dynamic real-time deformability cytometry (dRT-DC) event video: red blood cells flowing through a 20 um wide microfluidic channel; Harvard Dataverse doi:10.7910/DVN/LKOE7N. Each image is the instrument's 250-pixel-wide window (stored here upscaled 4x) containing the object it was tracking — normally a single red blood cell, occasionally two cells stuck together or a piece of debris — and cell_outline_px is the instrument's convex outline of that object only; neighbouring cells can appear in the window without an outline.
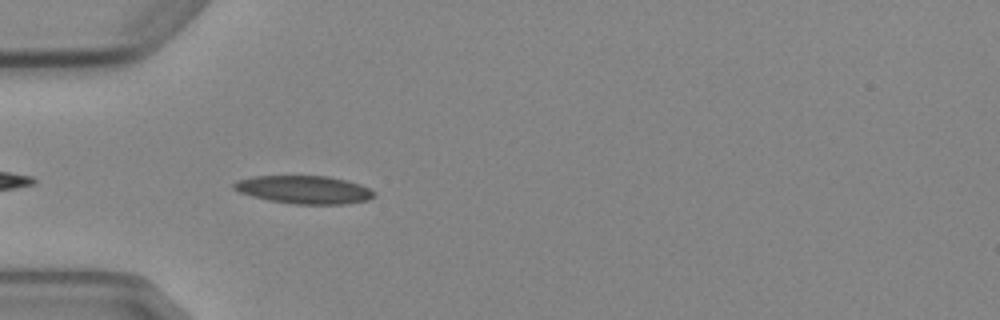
{"species": "Egyptian fruit bat (a non-hibernating species)", "species_latin": "Rousettus aegyptiacus", "temperature_condition": "cold", "stored_images_in_passage": 2, "camera_frame_rate_fps": 3000, "um_per_image_px": 0.085, "animal": {"sex": "female"}, "frame": {"image": 1, "passage_image": 2, "time_ms": 1.333, "image_size_px": [1000, 320], "cell_outline_px": [[372, 196], [368, 200], [344, 204], [296, 204], [268, 200], [252, 196], [240, 192], [232, 188], [232, 184], [236, 180], [252, 176], [328, 176], [360, 184], [368, 188], [372, 192]], "centroid_in_image_um": [25.78, 16.12], "position_along_channel_um": 59.2, "area_um2": 22.72}}